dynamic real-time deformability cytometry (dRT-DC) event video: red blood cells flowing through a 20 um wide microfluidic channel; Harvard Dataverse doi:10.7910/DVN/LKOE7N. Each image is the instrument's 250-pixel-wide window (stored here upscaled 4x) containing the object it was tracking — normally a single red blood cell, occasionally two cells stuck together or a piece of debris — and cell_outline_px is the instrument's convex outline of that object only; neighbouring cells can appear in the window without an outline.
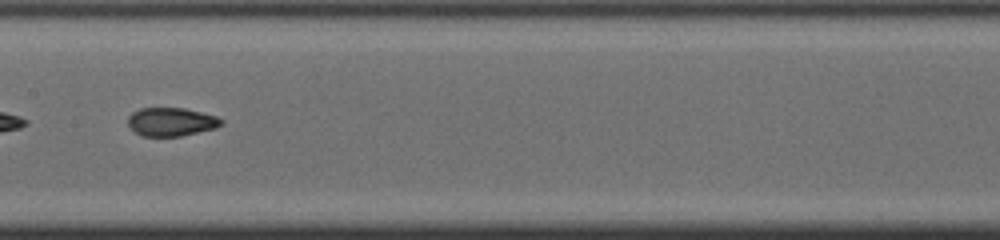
{"species": "common noctule bat (a hibernating species)", "species_latin": "Nyctalus noctula", "temperature_condition": "cold", "stored_images_in_passage": 45, "segment_of_instrument_passage": [2, 2], "camera_frame_rate_fps": 3000, "um_per_image_px": 0.085, "animal": {"sex": "male", "body_mass_g": 19.0, "forearm_length_mm": 50.8}, "frame": {"image": 1, "passage_image": 21, "time_ms": 6.667, "image_size_px": [1000, 240], "cell_outline_px": [[224, 124], [216, 128], [180, 136], [144, 136], [136, 132], [128, 124], [128, 116], [132, 112], [140, 108], [184, 108], [216, 116], [224, 120]], "centroid_in_image_um": [14.58, 10.35], "position_along_channel_um": 192.8, "area_um2": 15.43}}
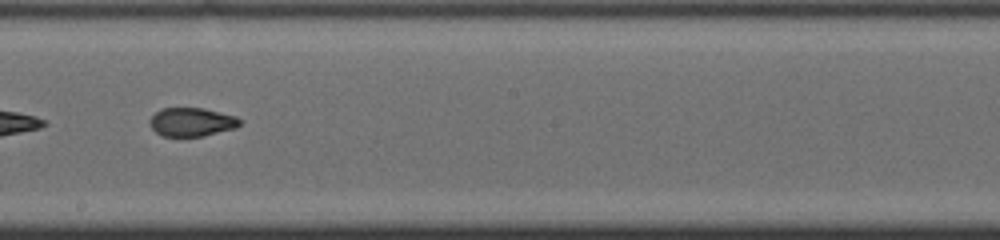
{"frame": {"image": 2, "passage_image": 24, "time_ms": 7.667, "image_size_px": [1000, 240], "cell_outline_px": [[244, 120], [236, 128], [204, 136], [160, 136], [152, 128], [148, 120], [160, 108], [204, 108], [236, 116]], "centroid_in_image_um": [16.31, 10.37], "position_along_channel_um": 231.9, "area_um2": 15.2}}
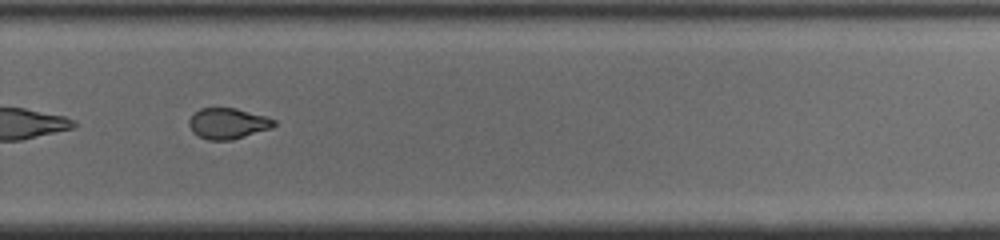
{"frame": {"image": 3, "passage_image": 30, "time_ms": 9.667, "image_size_px": [1000, 240], "cell_outline_px": [[276, 124], [272, 128], [232, 140], [208, 140], [192, 132], [188, 124], [188, 120], [200, 108], [236, 108], [264, 116], [276, 120]], "centroid_in_image_um": [19.37, 10.5], "position_along_channel_um": 310.4, "area_um2": 15.2}}